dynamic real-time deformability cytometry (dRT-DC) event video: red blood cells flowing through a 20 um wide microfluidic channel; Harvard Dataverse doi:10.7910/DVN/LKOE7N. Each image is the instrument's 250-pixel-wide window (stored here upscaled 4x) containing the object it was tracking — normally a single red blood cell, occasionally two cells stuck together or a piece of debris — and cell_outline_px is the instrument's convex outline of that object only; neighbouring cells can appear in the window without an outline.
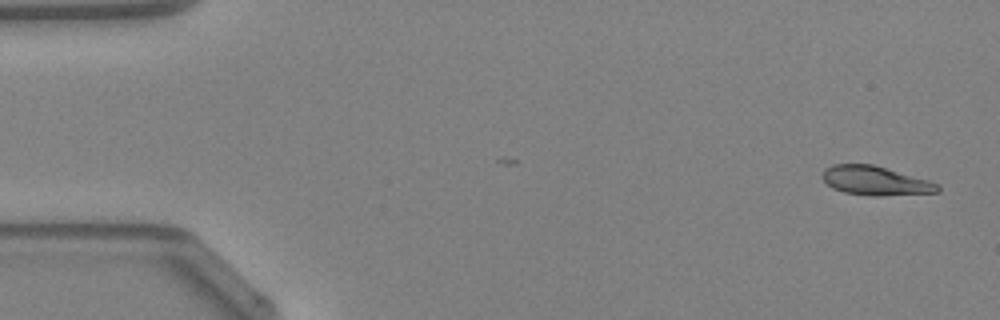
{"species": "Egyptian fruit bat (a non-hibernating species)", "species_latin": "Rousettus aegyptiacus", "temperature_condition": "warm", "stored_images_in_passage": 47, "camera_frame_rate_fps": 3000, "um_per_image_px": 0.085, "animal": {"sex": "female"}, "frame": {"image": 1, "passage_image": 1, "time_ms": 0.0, "image_size_px": [1000, 320], "cell_outline_px": [[940, 192], [880, 196], [844, 192], [832, 188], [820, 176], [824, 168], [832, 164], [872, 164], [928, 180], [940, 184]], "centroid_in_image_um": [74.39, 15.35], "position_along_channel_um": 10.6, "area_um2": 19.48}}
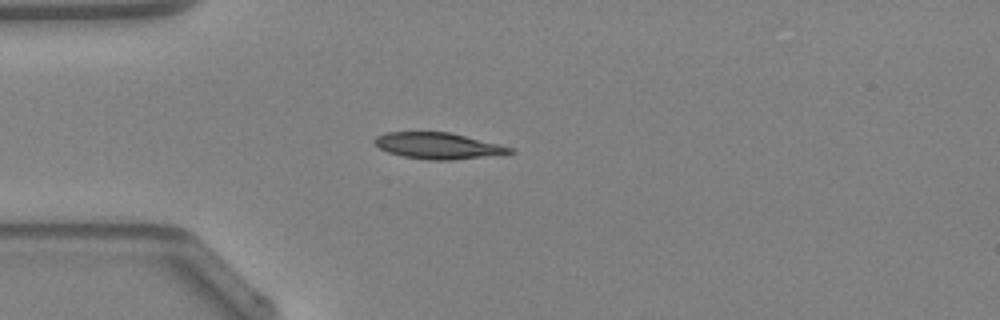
{"frame": {"image": 2, "passage_image": 12, "time_ms": 3.667, "image_size_px": [1000, 320], "cell_outline_px": [[516, 152], [452, 160], [428, 160], [404, 156], [388, 152], [380, 148], [372, 140], [376, 136], [388, 132], [448, 132], [500, 144], [512, 148]], "centroid_in_image_um": [37.21, 12.39], "position_along_channel_um": 47.8, "area_um2": 20.4}}
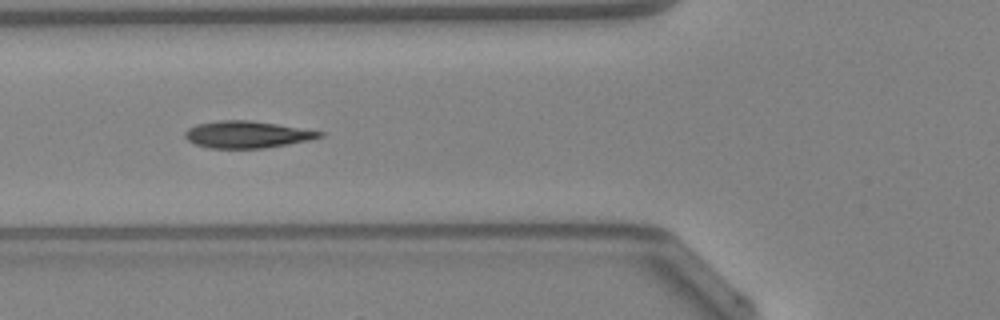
{"frame": {"image": 3, "passage_image": 17, "time_ms": 5.333, "image_size_px": [1000, 320], "cell_outline_px": [[324, 136], [308, 140], [288, 144], [264, 148], [208, 148], [196, 144], [188, 140], [184, 136], [184, 132], [188, 128], [196, 124], [220, 120], [248, 120], [276, 124], [324, 132]], "centroid_in_image_um": [20.96, 11.43], "position_along_channel_um": 104.8, "area_um2": 20.98}, "authors_computed_cell_mechanics": {"area_um2": 20.519, "velocity_mm_per_s": 4.2777, "shape_relaxation_time_tau1_ms": 4.4952, "shape_relaxation_time_tau2_ms": 0.999, "deformation_change_tau1": 0.196, "deformation_change_tau2": 0.0725}}